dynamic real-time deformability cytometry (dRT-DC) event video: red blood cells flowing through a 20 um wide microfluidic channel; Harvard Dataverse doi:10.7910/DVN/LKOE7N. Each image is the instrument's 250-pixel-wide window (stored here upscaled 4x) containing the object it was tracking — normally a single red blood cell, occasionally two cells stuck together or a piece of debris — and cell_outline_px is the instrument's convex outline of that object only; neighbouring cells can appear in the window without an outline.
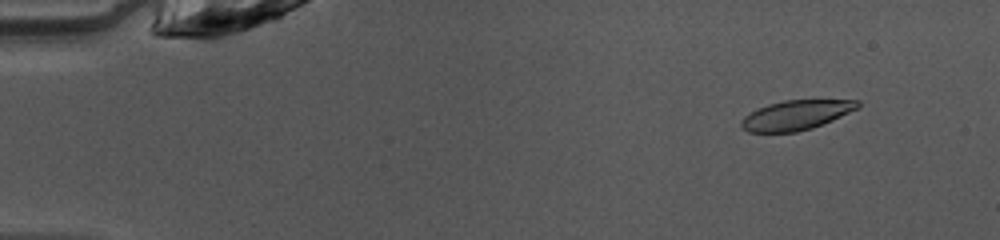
{"species": "common noctule bat (a hibernating species)", "species_latin": "Nyctalus noctula", "temperature_condition": "warm", "stored_images_in_passage": 46, "camera_frame_rate_fps": 3000, "um_per_image_px": 0.085, "animal": {"sex": "female", "body_mass_g": 10.0, "forearm_length_mm": 53.1}, "frame": {"image": 1, "passage_image": 2, "time_ms": 0.333, "image_size_px": [1000, 240], "cell_outline_px": [[860, 108], [832, 120], [812, 128], [796, 132], [748, 132], [740, 128], [740, 120], [744, 116], [756, 108], [768, 104], [784, 100], [860, 100]], "centroid_in_image_um": [67.64, 9.78], "position_along_channel_um": 17.4, "area_um2": 20.29}}
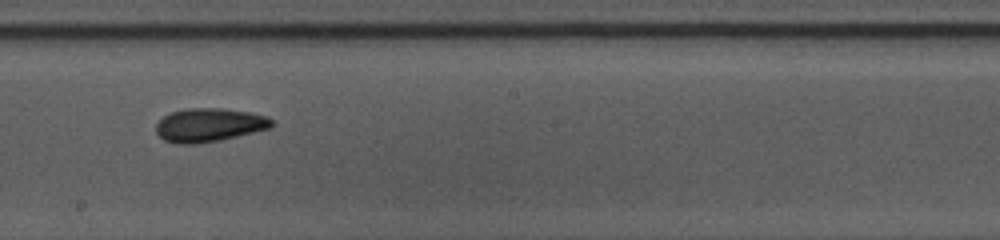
{"frame": {"image": 2, "passage_image": 25, "time_ms": 8.0, "image_size_px": [1000, 240], "cell_outline_px": [[276, 124], [272, 128], [220, 140], [192, 144], [176, 144], [164, 140], [156, 132], [156, 124], [164, 116], [172, 112], [188, 108], [220, 108], [252, 112], [268, 116]], "centroid_in_image_um": [17.83, 10.62], "position_along_channel_um": 230.4, "area_um2": 22.77}}
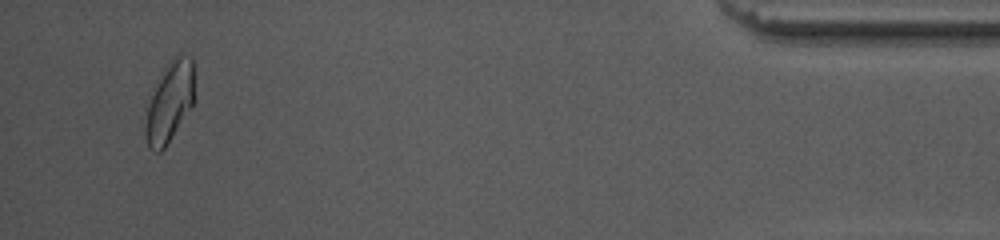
{"frame": {"image": 3, "passage_image": 44, "time_ms": 14.333, "image_size_px": [1000, 240], "cell_outline_px": [[192, 108], [164, 148], [160, 152], [156, 152], [148, 148], [144, 136], [144, 104], [172, 56], [176, 52], [192, 56]], "centroid_in_image_um": [14.34, 8.69], "position_along_channel_um": 420.9, "area_um2": 23.41}, "authors_computed_cell_mechanics": {"area_um2": 22.0796, "velocity_mm_per_s": 4.0683, "shape_relaxation_time_tau1_ms": 4.3618, "shape_relaxation_time_tau2_ms": 3.3392, "deformation_change_tau1": 0.1377, "deformation_change_tau2": 0.0986}}